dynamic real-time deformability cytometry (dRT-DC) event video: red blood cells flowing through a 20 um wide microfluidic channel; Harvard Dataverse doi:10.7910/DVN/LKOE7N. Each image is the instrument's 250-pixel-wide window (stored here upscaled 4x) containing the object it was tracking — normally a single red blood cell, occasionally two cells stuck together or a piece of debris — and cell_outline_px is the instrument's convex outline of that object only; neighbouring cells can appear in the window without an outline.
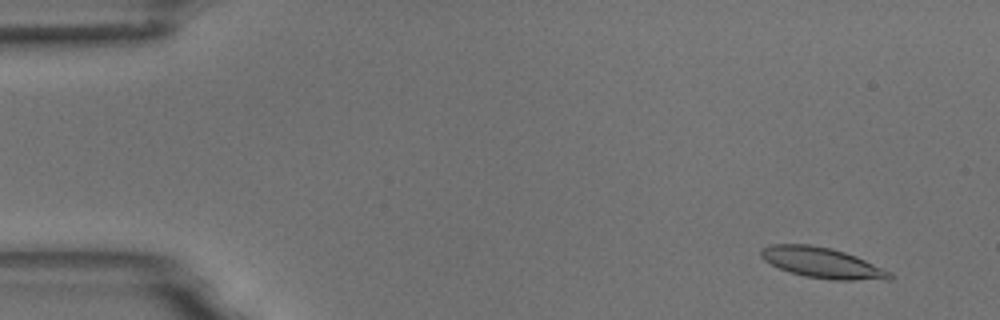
{"species": "common noctule bat (a hibernating species)", "species_latin": "Nyctalus noctula", "temperature_condition": "room temperature", "stored_images_in_passage": 21, "camera_frame_rate_fps": 3000, "um_per_image_px": 0.085, "animal": {"sex": "male", "body_mass_g": 18.8}, "frame": {"image": 1, "passage_image": 4, "time_ms": 1.0, "image_size_px": [1000, 320], "cell_outline_px": [[896, 276], [892, 280], [832, 280], [804, 276], [788, 272], [764, 260], [760, 256], [760, 252], [764, 248], [772, 244], [812, 244], [832, 248], [856, 256], [892, 272]], "centroid_in_image_um": [69.95, 22.35], "position_along_channel_um": 15.1, "area_um2": 23.12}}
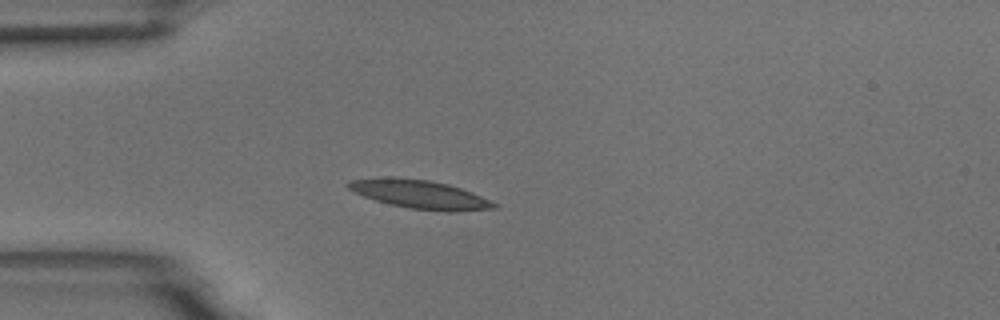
{"frame": {"image": 2, "passage_image": 15, "time_ms": 4.667, "image_size_px": [1000, 320], "cell_outline_px": [[500, 204], [496, 208], [456, 212], [448, 212], [408, 208], [388, 204], [364, 196], [348, 188], [344, 184], [348, 180], [388, 176], [428, 180], [448, 184], [472, 192]], "centroid_in_image_um": [35.69, 16.52], "position_along_channel_um": 49.3, "area_um2": 24.51}}